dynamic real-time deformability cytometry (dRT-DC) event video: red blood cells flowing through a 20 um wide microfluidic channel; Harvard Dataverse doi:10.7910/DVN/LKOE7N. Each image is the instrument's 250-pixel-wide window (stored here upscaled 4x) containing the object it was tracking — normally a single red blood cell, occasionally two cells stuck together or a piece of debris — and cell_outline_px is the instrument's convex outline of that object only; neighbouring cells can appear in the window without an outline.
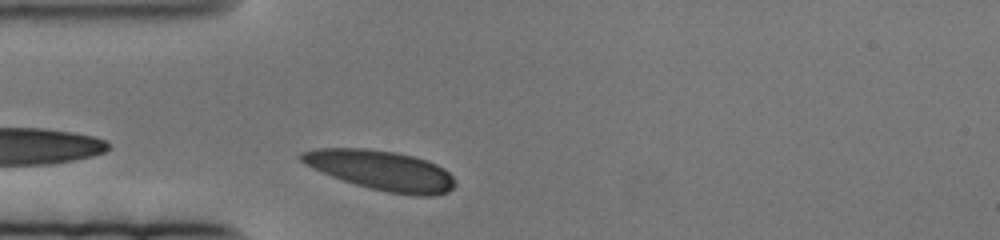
{"species": "human", "species_latin": "Homo sapiens", "temperature_condition": "cold", "stored_images_in_passage": 56, "camera_frame_rate_fps": 3000, "um_per_image_px": 0.085, "donor": {"sex": "female"}, "frame": {"image": 1, "passage_image": 4, "time_ms": 1.0, "image_size_px": [1000, 240], "cell_outline_px": [[456, 184], [448, 192], [432, 196], [416, 196], [388, 192], [356, 184], [332, 176], [312, 168], [304, 164], [300, 160], [300, 152], [316, 148], [364, 148], [396, 152], [412, 156], [436, 164], [444, 168], [456, 180]], "centroid_in_image_um": [32.41, 14.48], "position_along_channel_um": 52.6, "area_um2": 35.43}}
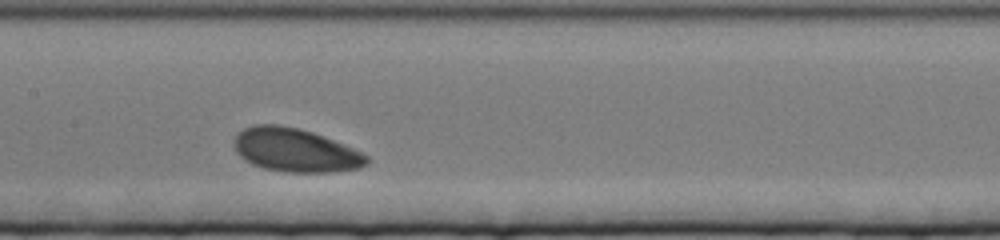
{"frame": {"image": 2, "passage_image": 21, "time_ms": 6.667, "image_size_px": [1000, 240], "cell_outline_px": [[368, 164], [360, 168], [332, 172], [288, 172], [264, 168], [252, 164], [240, 156], [236, 152], [236, 136], [244, 128], [252, 124], [276, 124], [296, 128], [312, 132], [344, 144], [368, 156]], "centroid_in_image_um": [25.11, 12.77], "position_along_channel_um": 182.3, "area_um2": 33.29}}
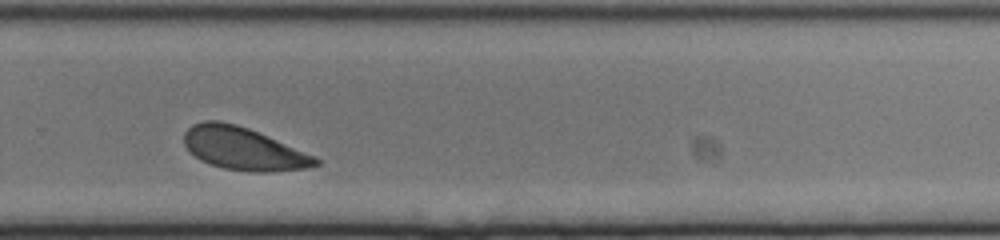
{"frame": {"image": 3, "passage_image": 37, "time_ms": 12.0, "image_size_px": [1000, 240], "cell_outline_px": [[320, 164], [308, 168], [272, 172], [248, 172], [224, 168], [208, 164], [200, 160], [184, 144], [184, 132], [192, 124], [204, 120], [220, 120], [236, 124], [248, 128], [312, 156], [320, 160]], "centroid_in_image_um": [20.63, 12.64], "position_along_channel_um": 309.2, "area_um2": 32.37}}